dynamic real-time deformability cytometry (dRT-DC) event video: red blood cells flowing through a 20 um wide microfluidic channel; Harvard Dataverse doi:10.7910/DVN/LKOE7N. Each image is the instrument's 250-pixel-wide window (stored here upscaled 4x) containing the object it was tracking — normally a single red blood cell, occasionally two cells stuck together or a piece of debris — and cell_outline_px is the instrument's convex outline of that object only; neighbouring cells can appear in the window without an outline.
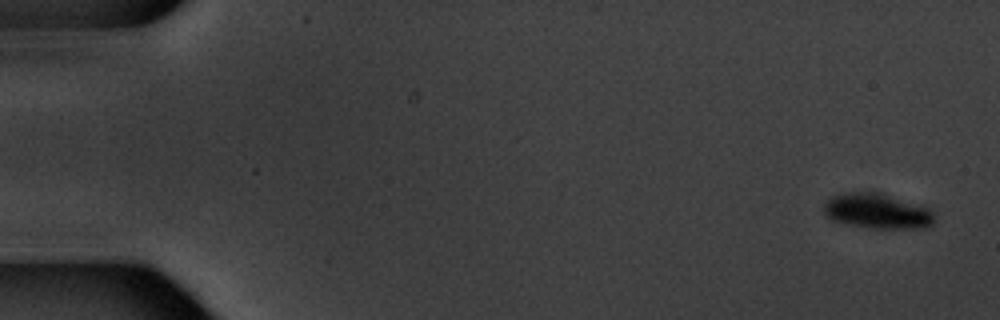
{"species": "common noctule bat (a hibernating species)", "species_latin": "Nyctalus noctula", "temperature_condition": "warm", "stored_images_in_passage": 7, "camera_frame_rate_fps": 3000, "um_per_image_px": 0.085, "animal": {"sex": "male", "body_mass_g": 20.1, "forearm_length_mm": 53.5}, "frame": {"image": 1, "passage_image": 1, "time_ms": 0.0, "image_size_px": [1000, 320], "cell_outline_px": [[932, 224], [928, 228], [868, 228], [828, 220], [824, 216], [824, 204], [832, 196], [844, 192], [880, 192], [928, 208], [932, 212]], "centroid_in_image_um": [74.49, 17.95], "position_along_channel_um": 10.5, "area_um2": 22.66}}